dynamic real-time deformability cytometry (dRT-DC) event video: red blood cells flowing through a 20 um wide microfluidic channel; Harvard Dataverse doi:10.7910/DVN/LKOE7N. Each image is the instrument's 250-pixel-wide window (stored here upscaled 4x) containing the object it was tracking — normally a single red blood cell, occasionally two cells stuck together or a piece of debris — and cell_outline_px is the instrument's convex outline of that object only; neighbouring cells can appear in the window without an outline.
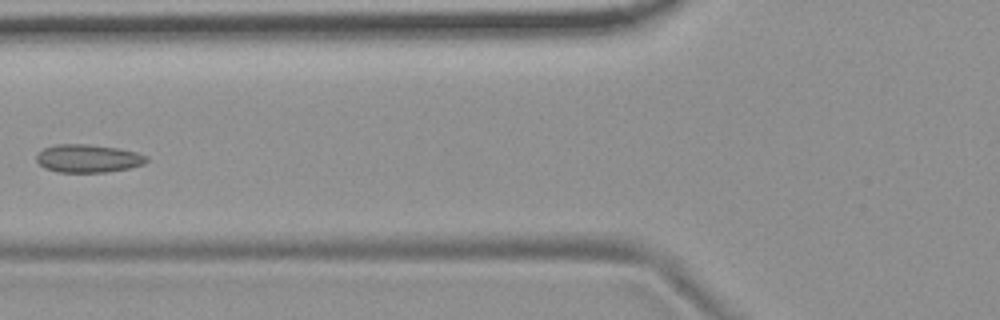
{"species": "common noctule bat (a hibernating species)", "species_latin": "Nyctalus noctula", "temperature_condition": "room temperature", "stored_images_in_passage": 9, "camera_frame_rate_fps": 3000, "um_per_image_px": 0.085, "animal": {"sex": "female", "body_mass_g": 19.9}, "frame": {"image": 1, "passage_image": 6, "time_ms": 6.667, "image_size_px": [1000, 320], "cell_outline_px": [[148, 160], [144, 164], [128, 168], [108, 172], [56, 172], [44, 168], [36, 160], [36, 156], [44, 148], [56, 144], [88, 144], [116, 148], [136, 152], [148, 156]], "centroid_in_image_um": [7.48, 13.47], "position_along_channel_um": 118.3, "area_um2": 17.98}}
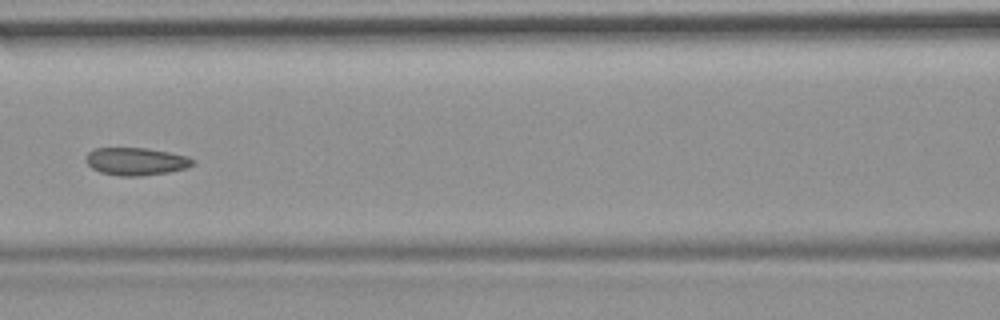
{"frame": {"image": 2, "passage_image": 7, "time_ms": 7.667, "image_size_px": [1000, 320], "cell_outline_px": [[196, 160], [188, 168], [168, 172], [140, 176], [120, 176], [100, 172], [92, 168], [84, 160], [84, 156], [88, 152], [96, 148], [148, 148], [188, 156]], "centroid_in_image_um": [11.55, 13.72], "position_along_channel_um": 155.1, "area_um2": 17.34}}
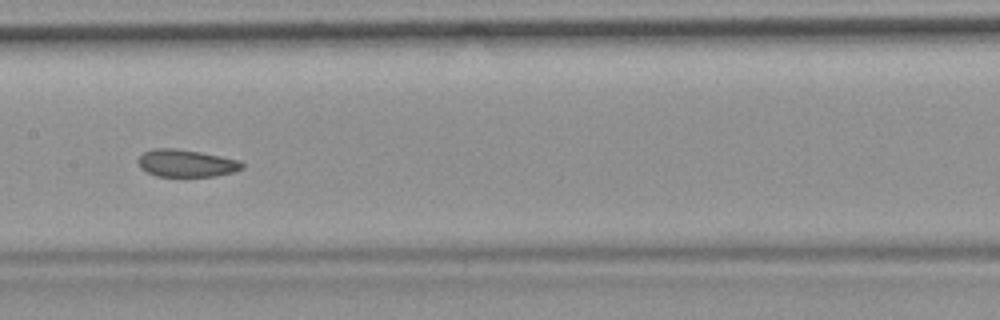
{"frame": {"image": 3, "passage_image": 8, "time_ms": 8.667, "image_size_px": [1000, 320], "cell_outline_px": [[244, 168], [232, 172], [216, 176], [156, 176], [140, 168], [136, 160], [144, 152], [152, 148], [172, 148], [200, 152], [240, 160], [244, 164]], "centroid_in_image_um": [15.82, 13.87], "position_along_channel_um": 191.6, "area_um2": 16.59}}